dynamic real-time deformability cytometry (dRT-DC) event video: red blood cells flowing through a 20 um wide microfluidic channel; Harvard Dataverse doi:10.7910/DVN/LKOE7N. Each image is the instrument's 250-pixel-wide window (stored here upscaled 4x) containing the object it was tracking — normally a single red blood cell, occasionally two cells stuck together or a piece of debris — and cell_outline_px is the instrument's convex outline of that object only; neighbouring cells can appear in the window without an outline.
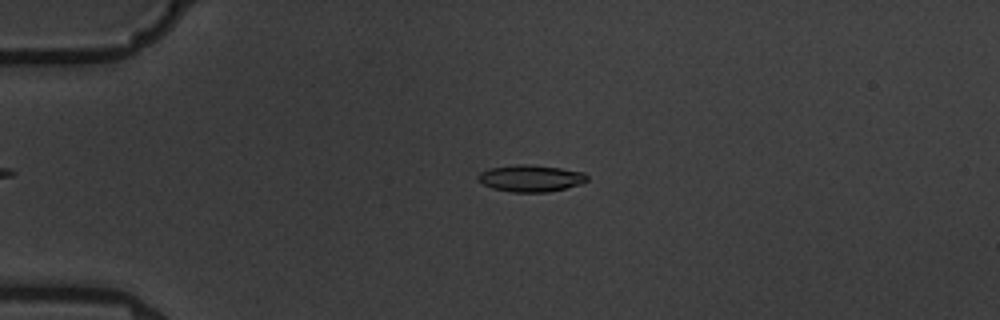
{"species": "common noctule bat (a hibernating species)", "species_latin": "Nyctalus noctula", "temperature_condition": "warm", "stored_images_in_passage": 4, "camera_frame_rate_fps": 3000, "um_per_image_px": 0.085, "animal": {"sex": "male", "body_mass_g": 19.5, "forearm_length_mm": 54.6}, "frame": {"image": 1, "passage_image": 3, "time_ms": 3.333, "image_size_px": [1000, 320], "cell_outline_px": [[588, 180], [580, 184], [548, 192], [512, 192], [492, 188], [476, 180], [476, 176], [480, 172], [488, 168], [516, 164], [524, 164], [560, 168], [584, 172], [588, 176]], "centroid_in_image_um": [45.07, 15.15], "position_along_channel_um": 39.9, "area_um2": 17.05}}